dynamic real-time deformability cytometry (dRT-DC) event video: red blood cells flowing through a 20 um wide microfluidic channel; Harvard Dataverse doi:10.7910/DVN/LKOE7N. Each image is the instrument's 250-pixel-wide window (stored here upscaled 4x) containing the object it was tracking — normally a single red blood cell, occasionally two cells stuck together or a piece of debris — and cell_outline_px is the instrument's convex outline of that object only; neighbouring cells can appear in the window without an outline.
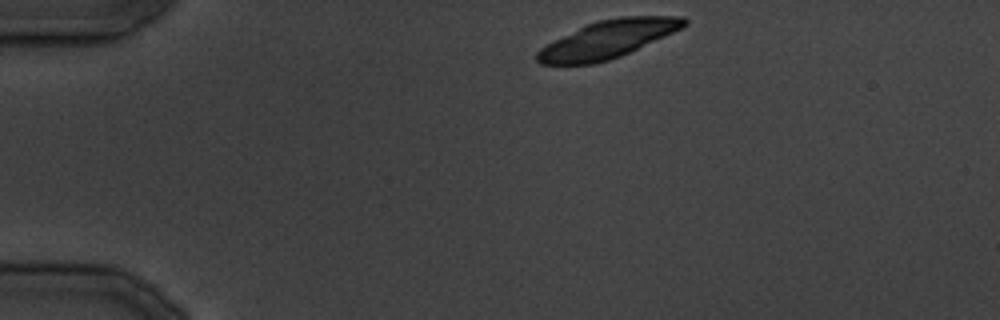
{"species": "common noctule bat (a hibernating species)", "species_latin": "Nyctalus noctula", "temperature_condition": "cold", "stored_images_in_passage": 14, "camera_frame_rate_fps": 3000, "um_per_image_px": 0.085, "animal": {"sex": "male", "body_mass_g": 19.5, "forearm_length_mm": 54.6}, "frame": {"image": 1, "passage_image": 1, "time_ms": 0.0, "image_size_px": [1000, 320], "cell_outline_px": [[688, 24], [664, 36], [620, 56], [608, 60], [592, 64], [540, 64], [536, 60], [536, 52], [540, 48], [584, 24], [596, 20], [620, 16], [684, 16], [688, 20]], "centroid_in_image_um": [51.64, 3.32], "position_along_channel_um": 33.4, "area_um2": 32.02}}